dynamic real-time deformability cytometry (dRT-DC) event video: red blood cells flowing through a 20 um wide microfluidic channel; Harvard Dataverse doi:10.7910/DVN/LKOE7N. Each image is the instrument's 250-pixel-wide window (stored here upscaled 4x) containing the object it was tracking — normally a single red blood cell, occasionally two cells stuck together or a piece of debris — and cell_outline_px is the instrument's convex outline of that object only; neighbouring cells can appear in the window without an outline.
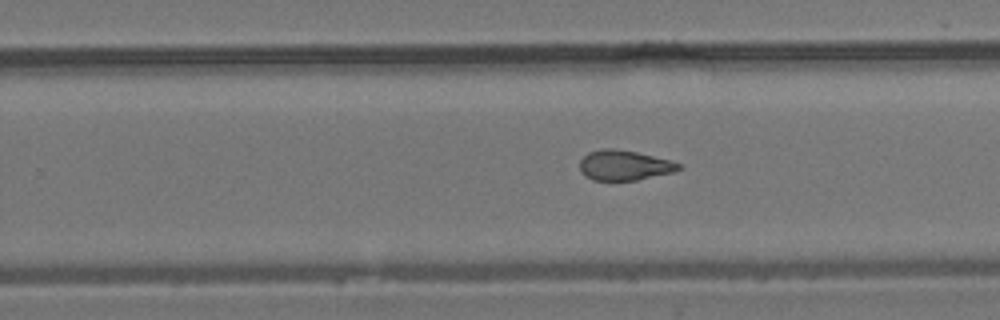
{"species": "common noctule bat (a hibernating species)", "species_latin": "Nyctalus noctula", "temperature_condition": "room temperature", "stored_images_in_passage": 13, "camera_frame_rate_fps": 3000, "um_per_image_px": 0.085, "animal": {"sex": "male", "body_mass_g": 19.2, "forearm_length_mm": 51.8}, "frame": {"image": 1, "passage_image": 11, "time_ms": 13.0, "image_size_px": [1000, 320], "cell_outline_px": [[680, 168], [676, 172], [636, 180], [592, 180], [584, 176], [580, 168], [580, 160], [588, 152], [604, 148], [612, 148], [636, 152], [672, 160], [680, 164]], "centroid_in_image_um": [53.07, 14.05], "position_along_channel_um": 276.7, "area_um2": 17.4}}